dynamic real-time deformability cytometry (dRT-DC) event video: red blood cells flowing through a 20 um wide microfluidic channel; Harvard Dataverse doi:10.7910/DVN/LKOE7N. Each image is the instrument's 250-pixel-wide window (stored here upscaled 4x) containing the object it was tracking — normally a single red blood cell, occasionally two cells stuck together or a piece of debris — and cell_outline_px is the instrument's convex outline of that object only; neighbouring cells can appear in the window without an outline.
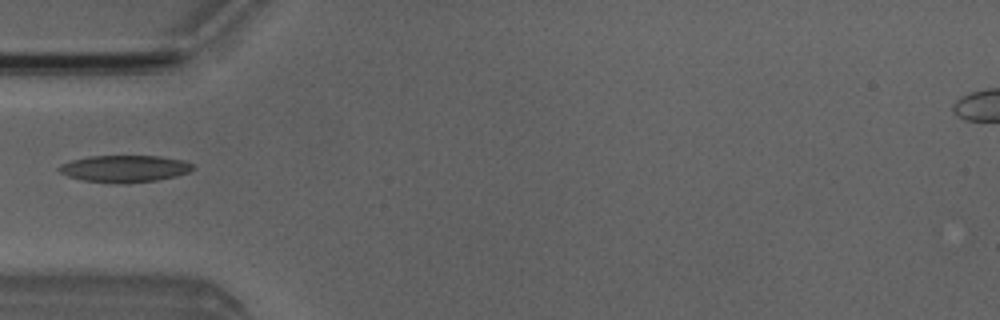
{"species": "Egyptian fruit bat (a non-hibernating species)", "species_latin": "Rousettus aegyptiacus", "temperature_condition": "room temperature", "stored_images_in_passage": 3, "camera_frame_rate_fps": 3000, "um_per_image_px": 0.085, "animal": {"sex": "male"}, "frame": {"image": 1, "passage_image": 2, "time_ms": 1.333, "image_size_px": [1000, 320], "cell_outline_px": [[196, 168], [188, 172], [176, 176], [156, 180], [128, 184], [116, 184], [84, 180], [68, 176], [60, 172], [56, 168], [60, 164], [72, 160], [88, 156], [160, 156], [184, 160], [192, 164]], "centroid_in_image_um": [10.59, 14.34], "position_along_channel_um": 74.4, "area_um2": 21.21}}